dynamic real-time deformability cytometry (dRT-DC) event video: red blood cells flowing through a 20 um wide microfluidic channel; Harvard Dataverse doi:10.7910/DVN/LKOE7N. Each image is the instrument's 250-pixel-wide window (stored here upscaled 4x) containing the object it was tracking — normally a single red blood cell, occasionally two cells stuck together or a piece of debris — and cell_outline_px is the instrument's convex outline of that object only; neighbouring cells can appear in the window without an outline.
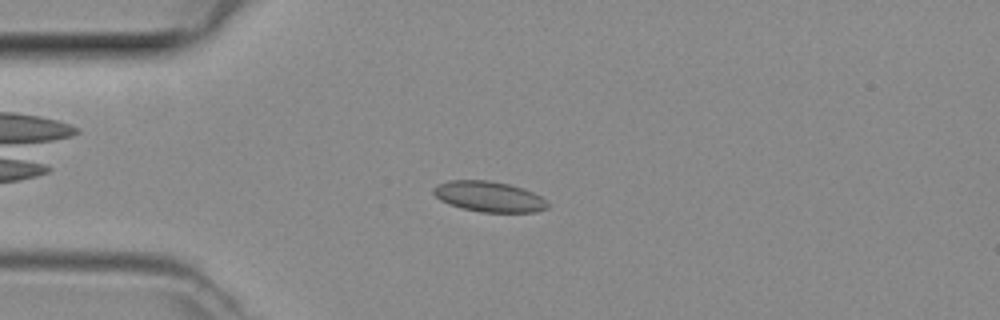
{"species": "common noctule bat (a hibernating species)", "species_latin": "Nyctalus noctula", "temperature_condition": "room temperature", "stored_images_in_passage": 45, "camera_frame_rate_fps": 3000, "um_per_image_px": 0.085, "animal": {"sex": "female", "body_mass_g": 29.2, "forearm_length_mm": 56.3}, "frame": {"image": 1, "passage_image": 9, "time_ms": 2.667, "image_size_px": [1000, 320], "cell_outline_px": [[548, 208], [536, 212], [480, 212], [460, 208], [448, 204], [440, 200], [432, 192], [432, 188], [436, 184], [448, 180], [488, 180], [508, 184], [524, 188], [548, 200]], "centroid_in_image_um": [41.54, 16.71], "position_along_channel_um": 43.5, "area_um2": 20.58}}
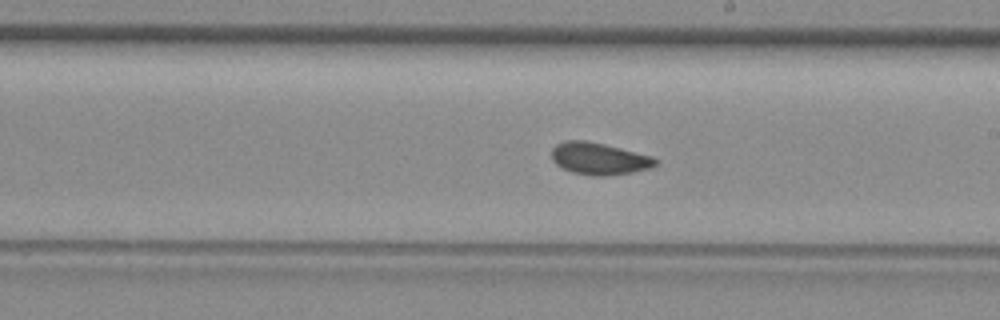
{"frame": {"image": 2, "passage_image": 24, "time_ms": 7.667, "image_size_px": [1000, 320], "cell_outline_px": [[656, 164], [652, 168], [632, 172], [604, 176], [592, 176], [572, 172], [556, 164], [552, 160], [552, 148], [556, 144], [568, 140], [584, 140], [604, 144], [652, 156], [656, 160]], "centroid_in_image_um": [50.91, 13.49], "position_along_channel_um": 238.1, "area_um2": 19.25}}
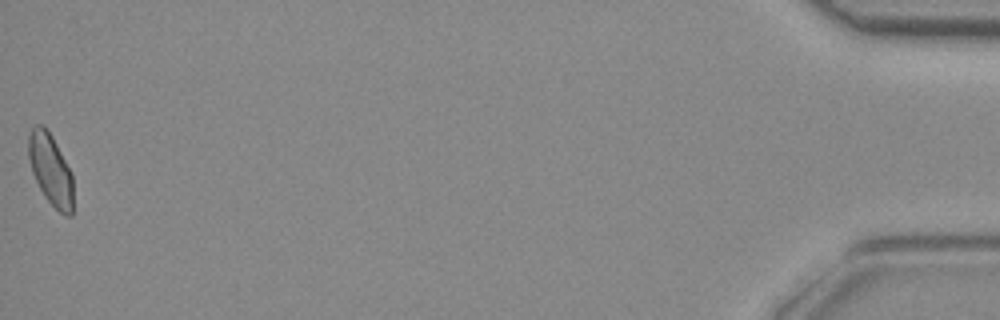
{"frame": {"image": 3, "passage_image": 45, "time_ms": 14.667, "image_size_px": [1000, 320], "cell_outline_px": [[72, 216], [64, 216], [44, 196], [32, 172], [28, 156], [28, 136], [32, 128], [36, 124], [44, 124], [52, 136], [72, 172]], "centroid_in_image_um": [4.3, 14.38], "position_along_channel_um": 430.9, "area_um2": 18.55}}